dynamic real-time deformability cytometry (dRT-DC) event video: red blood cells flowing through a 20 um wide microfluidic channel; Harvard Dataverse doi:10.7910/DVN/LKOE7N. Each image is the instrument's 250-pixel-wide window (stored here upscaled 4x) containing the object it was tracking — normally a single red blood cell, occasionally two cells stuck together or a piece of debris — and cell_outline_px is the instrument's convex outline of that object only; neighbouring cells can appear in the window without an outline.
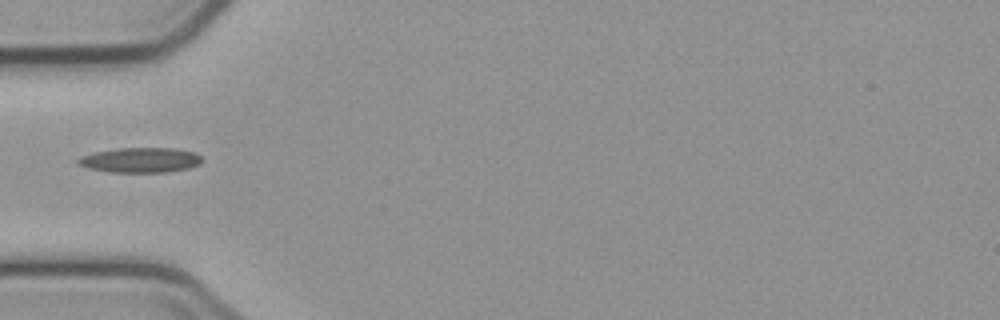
{"species": "common noctule bat (a hibernating species)", "species_latin": "Nyctalus noctula", "temperature_condition": "cold", "stored_images_in_passage": 5, "camera_frame_rate_fps": 3000, "um_per_image_px": 0.085, "animal": {"sex": "male", "body_mass_g": 23.1, "forearm_length_mm": 52.7}, "frame": {"image": 1, "passage_image": 4, "time_ms": 4.667, "image_size_px": [1000, 320], "cell_outline_px": [[204, 160], [200, 164], [188, 168], [164, 172], [108, 172], [88, 168], [76, 164], [76, 160], [80, 156], [96, 152], [120, 148], [176, 148], [196, 152]], "centroid_in_image_um": [11.94, 13.6], "position_along_channel_um": 73.1, "area_um2": 18.15}}
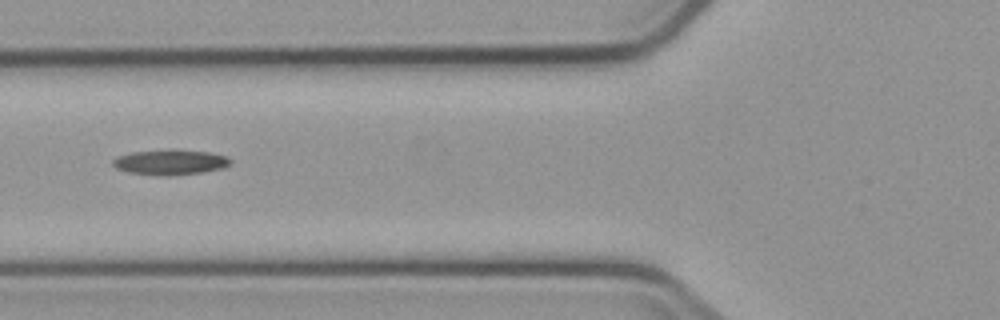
{"frame": {"image": 2, "passage_image": 5, "time_ms": 5.667, "image_size_px": [1000, 320], "cell_outline_px": [[232, 164], [224, 168], [204, 172], [168, 176], [160, 176], [128, 172], [116, 168], [112, 164], [112, 160], [116, 156], [132, 152], [208, 152], [228, 156], [232, 160]], "centroid_in_image_um": [14.5, 13.84], "position_along_channel_um": 111.3, "area_um2": 16.7}}